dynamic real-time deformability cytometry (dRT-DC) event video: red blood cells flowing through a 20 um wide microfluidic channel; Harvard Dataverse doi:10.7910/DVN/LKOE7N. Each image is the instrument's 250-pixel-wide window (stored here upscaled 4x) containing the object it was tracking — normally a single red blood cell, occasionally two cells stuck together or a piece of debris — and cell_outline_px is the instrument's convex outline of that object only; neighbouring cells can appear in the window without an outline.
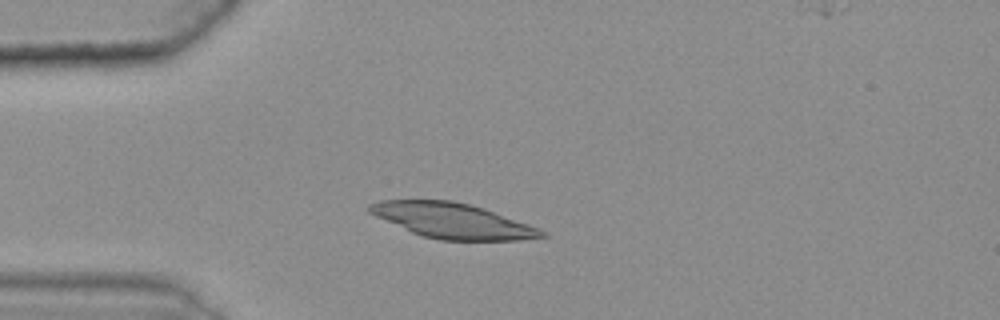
{"species": "common noctule bat (a hibernating species)", "species_latin": "Nyctalus noctula", "temperature_condition": "warm", "stored_images_in_passage": 43, "camera_frame_rate_fps": 3000, "um_per_image_px": 0.085, "animal": {"sex": "female", "body_mass_g": 25.1}, "frame": {"image": 1, "passage_image": 12, "time_ms": 3.667, "image_size_px": [1000, 320], "cell_outline_px": [[552, 236], [520, 240], [440, 240], [420, 236], [376, 216], [368, 212], [364, 208], [368, 204], [380, 200], [452, 200], [484, 208], [540, 228], [548, 232]], "centroid_in_image_um": [38.49, 18.76], "position_along_channel_um": 46.5, "area_um2": 35.49}}